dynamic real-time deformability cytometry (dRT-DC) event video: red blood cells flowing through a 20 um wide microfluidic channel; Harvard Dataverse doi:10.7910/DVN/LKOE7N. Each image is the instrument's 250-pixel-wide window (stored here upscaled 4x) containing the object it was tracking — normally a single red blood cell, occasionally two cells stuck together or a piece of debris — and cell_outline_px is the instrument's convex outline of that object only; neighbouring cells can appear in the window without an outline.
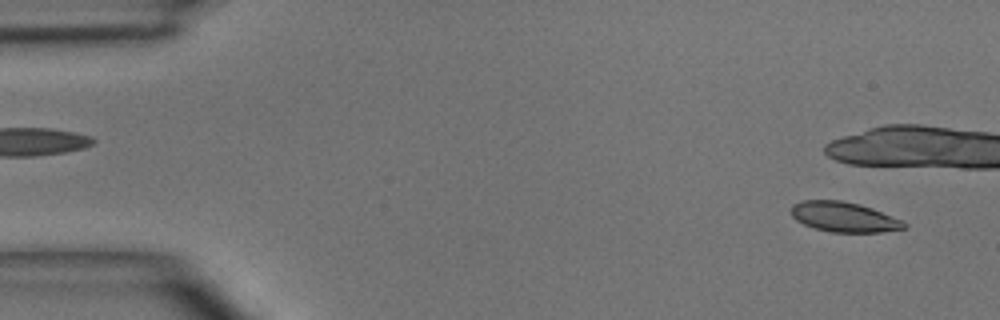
{"species": "common noctule bat (a hibernating species)", "species_latin": "Nyctalus noctula", "temperature_condition": "room temperature", "stored_images_in_passage": 3, "camera_frame_rate_fps": 3000, "um_per_image_px": 0.085, "animal": {"sex": "male", "body_mass_g": 15.6}, "frame": {"image": 1, "passage_image": 1, "time_ms": 0.0, "image_size_px": [1000, 320], "cell_outline_px": [[908, 224], [904, 228], [880, 232], [832, 232], [816, 228], [804, 224], [796, 220], [792, 216], [792, 204], [804, 200], [840, 200], [860, 204], [872, 208], [904, 220]], "centroid_in_image_um": [71.76, 18.43], "position_along_channel_um": 13.2, "area_um2": 19.71}}